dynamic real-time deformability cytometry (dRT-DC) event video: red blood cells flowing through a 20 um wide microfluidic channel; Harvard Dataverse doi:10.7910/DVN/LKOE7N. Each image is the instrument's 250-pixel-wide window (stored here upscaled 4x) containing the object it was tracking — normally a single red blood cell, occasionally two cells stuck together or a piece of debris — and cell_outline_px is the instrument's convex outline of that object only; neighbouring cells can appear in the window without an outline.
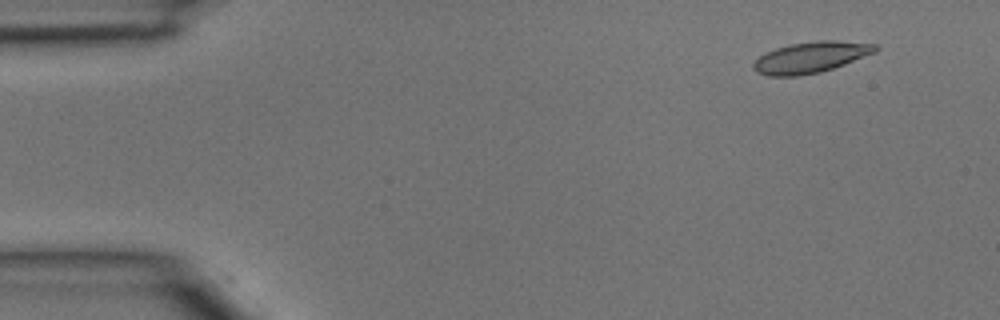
{"species": "common noctule bat (a hibernating species)", "species_latin": "Nyctalus noctula", "temperature_condition": "room temperature", "stored_images_in_passage": 4, "camera_frame_rate_fps": 3000, "um_per_image_px": 0.085, "animal": {"sex": "male", "body_mass_g": 15.6}, "frame": {"image": 1, "passage_image": 1, "time_ms": 0.0, "image_size_px": [1000, 320], "cell_outline_px": [[880, 48], [876, 52], [844, 64], [820, 72], [796, 76], [768, 76], [756, 72], [752, 68], [752, 64], [760, 56], [776, 48], [792, 44], [820, 40], [836, 40], [876, 44]], "centroid_in_image_um": [68.93, 4.87], "position_along_channel_um": 16.1, "area_um2": 21.91}}
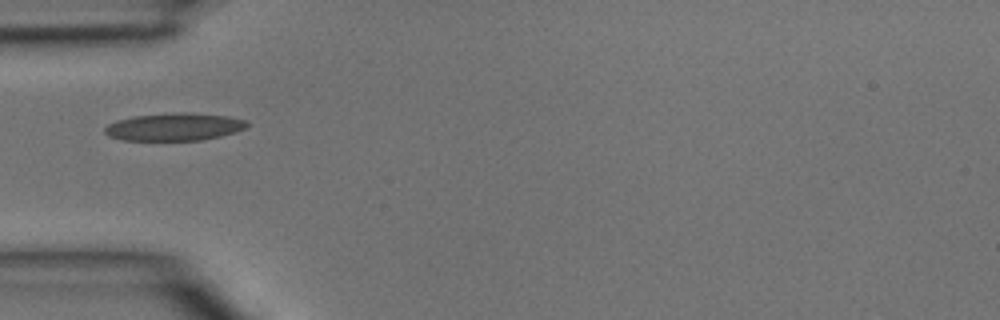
{"frame": {"image": 2, "passage_image": 4, "time_ms": 1.0, "image_size_px": [1000, 320], "cell_outline_px": [[248, 124], [244, 128], [236, 132], [220, 136], [200, 140], [120, 140], [108, 136], [104, 132], [104, 128], [108, 124], [116, 120], [136, 116], [180, 112], [188, 112], [228, 116], [244, 120]], "centroid_in_image_um": [14.78, 10.78], "position_along_channel_um": 70.2, "area_um2": 22.77}}